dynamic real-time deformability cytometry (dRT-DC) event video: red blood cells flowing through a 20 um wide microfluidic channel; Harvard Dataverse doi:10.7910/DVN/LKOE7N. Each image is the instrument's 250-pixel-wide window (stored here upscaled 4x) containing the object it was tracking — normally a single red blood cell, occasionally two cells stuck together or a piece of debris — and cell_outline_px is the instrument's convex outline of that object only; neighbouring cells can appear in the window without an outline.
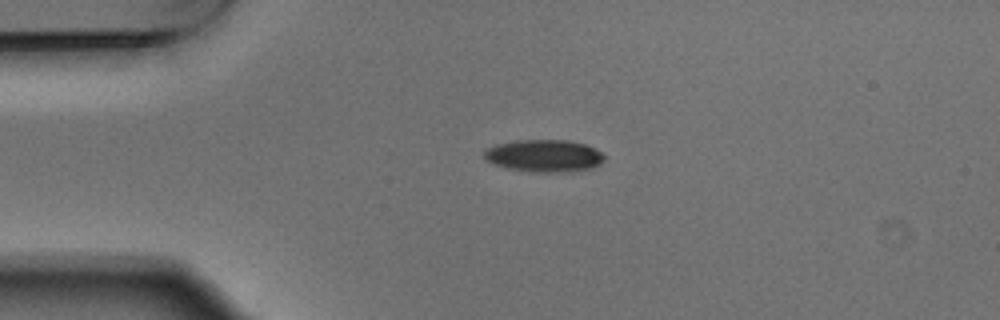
{"species": "Egyptian fruit bat (a non-hibernating species)", "species_latin": "Rousettus aegyptiacus", "temperature_condition": "warm", "stored_images_in_passage": 3, "camera_frame_rate_fps": 3000, "um_per_image_px": 0.085, "animal": {"sex": "male"}, "frame": {"image": 1, "passage_image": 1, "time_ms": 0.0, "image_size_px": [1000, 320], "cell_outline_px": [[604, 160], [600, 164], [592, 168], [556, 172], [544, 172], [508, 168], [496, 164], [488, 160], [484, 156], [484, 152], [488, 148], [496, 144], [516, 140], [568, 140], [584, 144], [596, 148], [604, 156]], "centroid_in_image_um": [46.28, 13.22], "position_along_channel_um": 38.7, "area_um2": 22.2}}
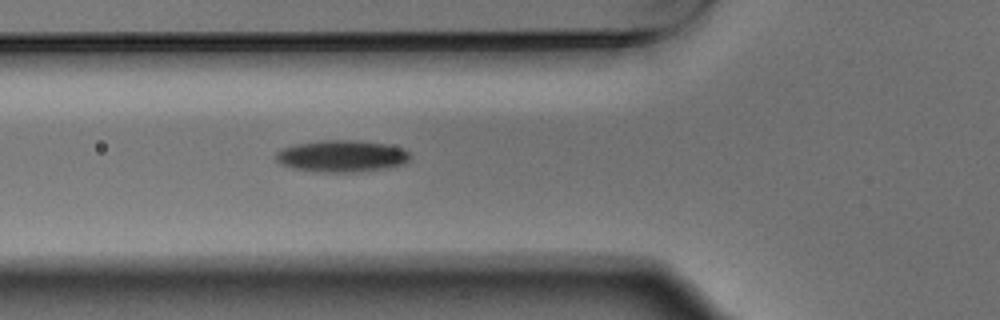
{"frame": {"image": 2, "passage_image": 3, "time_ms": 0.667, "image_size_px": [1000, 320], "cell_outline_px": [[412, 156], [404, 164], [388, 168], [352, 172], [320, 172], [292, 168], [280, 164], [276, 160], [276, 152], [284, 148], [296, 144], [320, 140], [356, 140], [388, 144], [404, 148]], "centroid_in_image_um": [29.08, 13.26], "position_along_channel_um": 96.7, "area_um2": 25.03}}